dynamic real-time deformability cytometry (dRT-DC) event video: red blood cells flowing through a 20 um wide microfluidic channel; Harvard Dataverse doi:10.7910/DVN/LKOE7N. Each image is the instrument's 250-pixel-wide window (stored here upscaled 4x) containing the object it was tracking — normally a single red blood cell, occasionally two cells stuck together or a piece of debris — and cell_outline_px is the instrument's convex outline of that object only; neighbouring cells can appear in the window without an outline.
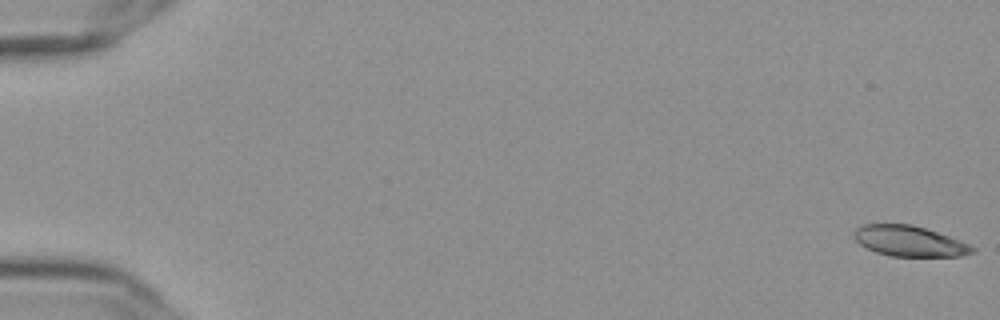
{"species": "Egyptian fruit bat (a non-hibernating species)", "species_latin": "Rousettus aegyptiacus", "temperature_condition": "cold", "stored_images_in_passage": 57, "camera_frame_rate_fps": 3000, "um_per_image_px": 0.085, "frame": {"image": 1, "passage_image": 1, "time_ms": 0.0, "image_size_px": [1000, 320], "cell_outline_px": [[976, 252], [960, 256], [892, 256], [876, 252], [860, 244], [856, 240], [852, 232], [860, 224], [912, 224], [960, 240], [976, 248]], "centroid_in_image_um": [77.29, 20.49], "position_along_channel_um": 7.7, "area_um2": 20.98}}
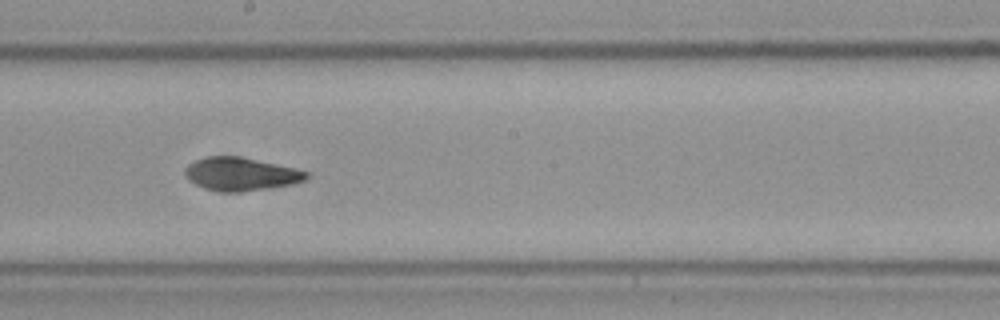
{"frame": {"image": 2, "passage_image": 33, "time_ms": 10.667, "image_size_px": [1000, 320], "cell_outline_px": [[308, 176], [304, 180], [292, 184], [268, 188], [240, 192], [228, 192], [204, 188], [188, 180], [184, 176], [184, 168], [188, 164], [196, 160], [208, 156], [240, 156], [296, 168], [308, 172]], "centroid_in_image_um": [20.44, 14.78], "position_along_channel_um": 227.8, "area_um2": 23.41}}
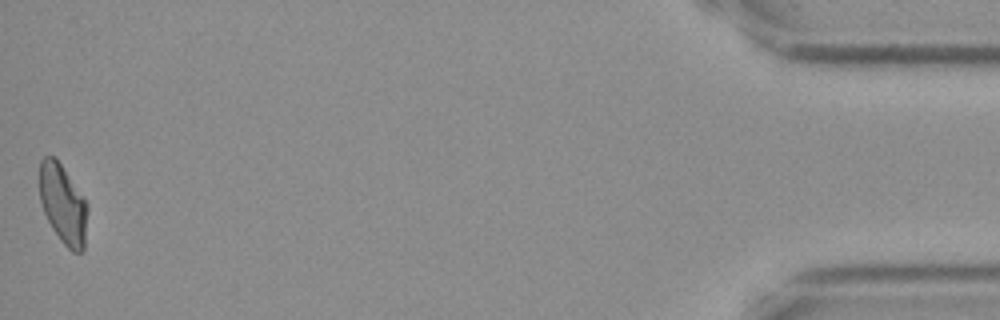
{"frame": {"image": 3, "passage_image": 57, "time_ms": 18.667, "image_size_px": [1000, 320], "cell_outline_px": [[88, 212], [84, 248], [80, 252], [72, 252], [60, 240], [52, 228], [44, 212], [40, 200], [40, 160], [44, 156], [56, 156], [88, 204]], "centroid_in_image_um": [5.36, 17.34], "position_along_channel_um": 429.8, "area_um2": 22.25}, "authors_computed_cell_mechanics": {"area_um2": 22.8888, "velocity_mm_per_s": 3.6181, "shape_relaxation_time_tau1_ms": 5.022, "shape_relaxation_time_tau2_ms": 4.6968, "deformation_change_tau1": 0.1543, "deformation_change_tau2": 0.0936}}